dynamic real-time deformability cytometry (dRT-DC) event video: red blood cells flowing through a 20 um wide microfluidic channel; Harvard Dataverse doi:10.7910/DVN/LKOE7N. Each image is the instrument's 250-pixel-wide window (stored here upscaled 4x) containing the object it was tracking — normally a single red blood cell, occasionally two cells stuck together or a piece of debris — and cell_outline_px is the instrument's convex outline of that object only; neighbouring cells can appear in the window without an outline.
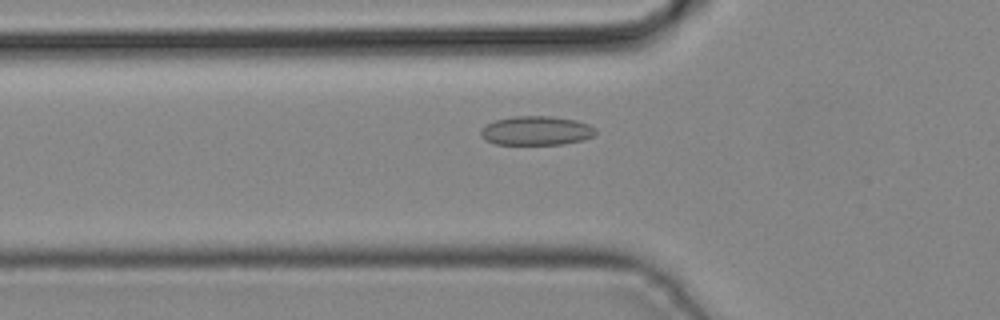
{"species": "common noctule bat (a hibernating species)", "species_latin": "Nyctalus noctula", "temperature_condition": "cold", "stored_images_in_passage": 43, "camera_frame_rate_fps": 3000, "um_per_image_px": 0.085, "animal": {"sex": "male", "body_mass_g": 19.2, "forearm_length_mm": 51.8}, "frame": {"image": 1, "passage_image": 14, "time_ms": 4.333, "image_size_px": [1000, 320], "cell_outline_px": [[596, 132], [592, 136], [580, 140], [564, 144], [496, 144], [484, 140], [480, 136], [480, 128], [484, 124], [496, 120], [512, 116], [552, 116], [576, 120], [588, 124], [596, 128]], "centroid_in_image_um": [45.53, 11.1], "position_along_channel_um": 80.3, "area_um2": 19.59}}
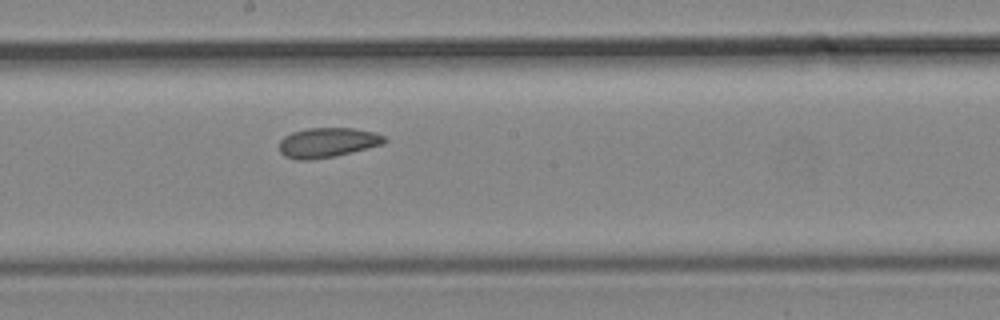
{"frame": {"image": 2, "passage_image": 23, "time_ms": 7.333, "image_size_px": [1000, 320], "cell_outline_px": [[388, 140], [384, 144], [336, 156], [308, 160], [296, 160], [284, 156], [280, 152], [280, 140], [284, 136], [292, 132], [308, 128], [352, 128], [376, 132], [384, 136]], "centroid_in_image_um": [27.85, 12.12], "position_along_channel_um": 220.4, "area_um2": 18.38}}
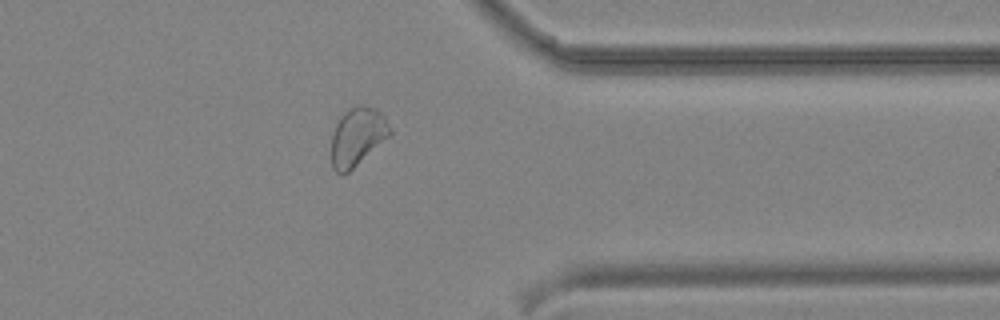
{"frame": {"image": 3, "passage_image": 34, "time_ms": 11.0, "image_size_px": [1000, 320], "cell_outline_px": [[392, 136], [348, 172], [340, 176], [332, 168], [332, 136], [336, 124], [340, 116], [344, 112], [360, 104], [364, 104], [376, 108], [384, 116], [392, 132]], "centroid_in_image_um": [30.4, 11.63], "position_along_channel_um": 381.0, "area_um2": 20.11}}